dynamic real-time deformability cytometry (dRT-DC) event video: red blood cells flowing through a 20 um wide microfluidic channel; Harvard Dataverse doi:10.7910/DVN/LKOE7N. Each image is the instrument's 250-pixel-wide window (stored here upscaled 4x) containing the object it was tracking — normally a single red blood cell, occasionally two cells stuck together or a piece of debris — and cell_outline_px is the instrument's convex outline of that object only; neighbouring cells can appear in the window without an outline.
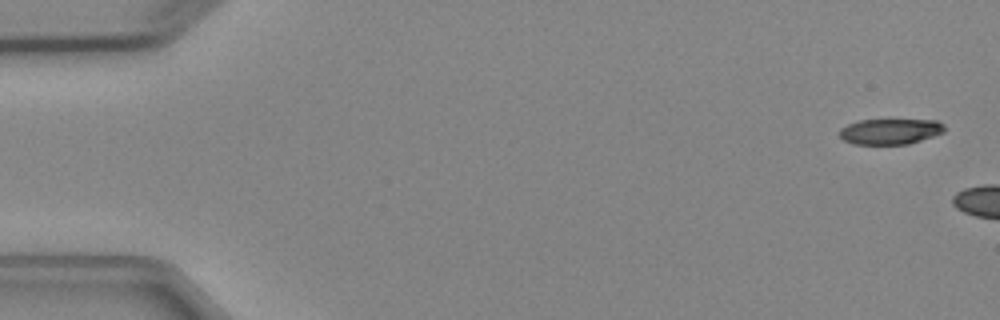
{"species": "Egyptian fruit bat (a non-hibernating species)", "species_latin": "Rousettus aegyptiacus", "temperature_condition": "cold", "stored_images_in_passage": 3, "camera_frame_rate_fps": 3000, "um_per_image_px": 0.085, "animal": {"sex": "female"}, "frame": {"image": 1, "passage_image": 1, "time_ms": 0.0, "image_size_px": [1000, 320], "cell_outline_px": [[944, 132], [908, 144], [852, 144], [844, 140], [840, 136], [840, 128], [848, 124], [860, 120], [936, 120], [944, 124]], "centroid_in_image_um": [75.65, 11.17], "position_along_channel_um": 9.3, "area_um2": 15.55}}